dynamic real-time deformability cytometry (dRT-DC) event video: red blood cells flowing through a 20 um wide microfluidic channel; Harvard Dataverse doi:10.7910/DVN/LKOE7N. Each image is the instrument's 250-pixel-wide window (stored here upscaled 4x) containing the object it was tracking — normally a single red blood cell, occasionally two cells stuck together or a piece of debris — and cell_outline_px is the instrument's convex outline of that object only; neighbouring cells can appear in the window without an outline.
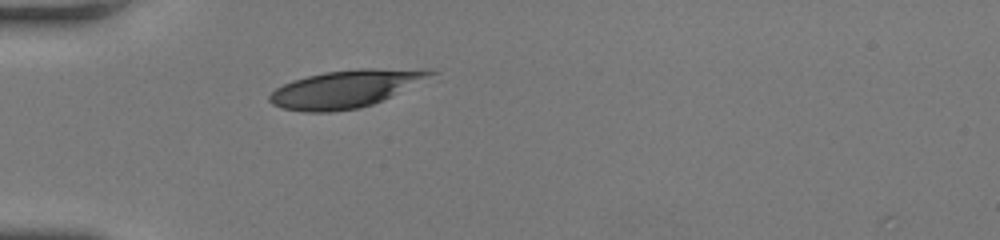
{"species": "human", "species_latin": "Homo sapiens", "temperature_condition": "room temperature", "stored_images_in_passage": 36, "camera_frame_rate_fps": 3000, "um_per_image_px": 0.085, "donor": {"sex": "female"}, "frame": {"image": 1, "passage_image": 1, "time_ms": 0.0, "image_size_px": [1000, 240], "cell_outline_px": [[440, 72], [372, 104], [360, 108], [332, 112], [304, 112], [280, 108], [272, 104], [268, 100], [268, 96], [276, 88], [292, 80], [324, 72], [360, 68], [436, 68]], "centroid_in_image_um": [29.38, 7.53], "position_along_channel_um": 55.6, "area_um2": 35.32}}
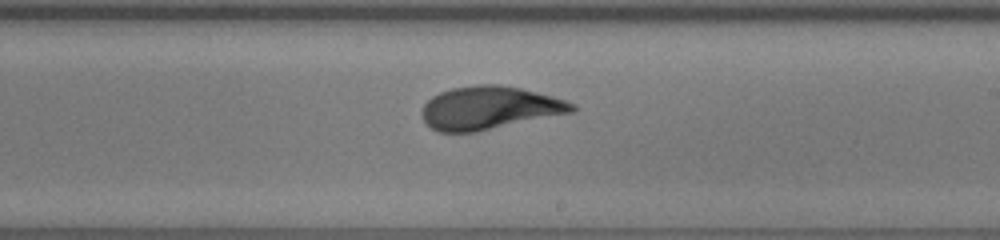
{"frame": {"image": 2, "passage_image": 16, "time_ms": 5.0, "image_size_px": [1000, 240], "cell_outline_px": [[576, 112], [476, 132], [440, 132], [432, 128], [424, 120], [420, 112], [424, 104], [432, 96], [440, 92], [452, 88], [476, 84], [500, 84], [520, 88], [552, 96], [576, 104]], "centroid_in_image_um": [41.61, 9.17], "position_along_channel_um": 247.4, "area_um2": 37.86}}
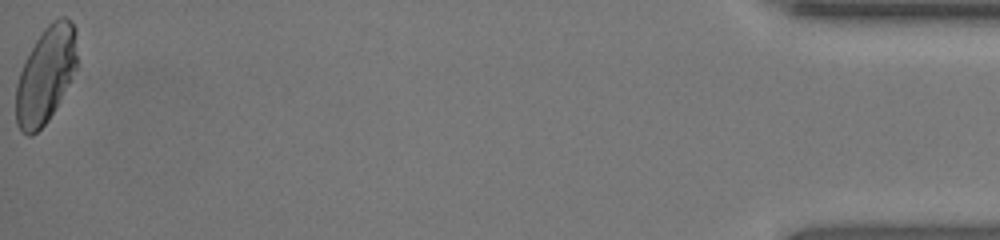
{"frame": {"image": 3, "passage_image": 36, "time_ms": 11.667, "image_size_px": [1000, 240], "cell_outline_px": [[76, 68], [72, 80], [56, 108], [48, 120], [32, 136], [28, 136], [20, 132], [16, 124], [16, 84], [20, 72], [36, 40], [44, 28], [52, 20], [60, 16], [64, 16], [76, 28]], "centroid_in_image_um": [3.89, 6.4], "position_along_channel_um": 431.3, "area_um2": 34.28}, "authors_computed_cell_mechanics": {"area_um2": 36.5585, "velocity_mm_per_s": 4.1227, "shape_relaxation_time_tau1_ms": 3.6553, "shape_relaxation_time_tau2_ms": 0.8009, "deformation_change_tau1": 0.1685, "deformation_change_tau2": 0.0473}}